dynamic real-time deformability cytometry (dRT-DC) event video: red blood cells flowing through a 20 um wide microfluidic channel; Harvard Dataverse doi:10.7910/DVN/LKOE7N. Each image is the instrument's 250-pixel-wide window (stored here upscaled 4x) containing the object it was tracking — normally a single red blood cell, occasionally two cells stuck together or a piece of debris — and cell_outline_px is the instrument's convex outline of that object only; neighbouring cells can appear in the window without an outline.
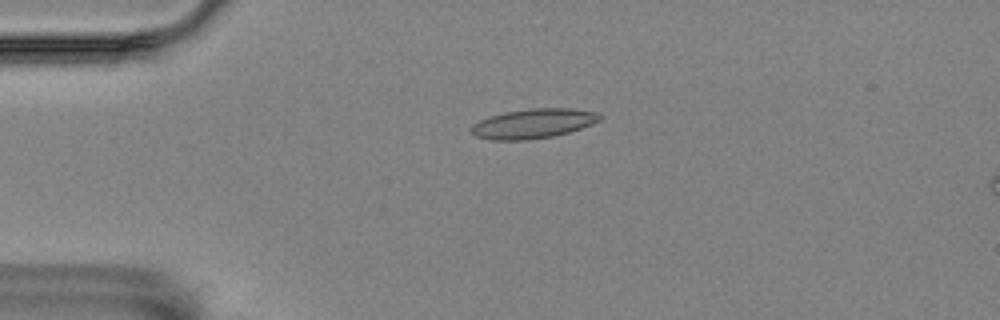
{"species": "Egyptian fruit bat (a non-hibernating species)", "species_latin": "Rousettus aegyptiacus", "temperature_condition": "room temperature", "stored_images_in_passage": 44, "camera_frame_rate_fps": 3000, "um_per_image_px": 0.085, "animal": {"sex": "female"}, "frame": {"image": 1, "passage_image": 1, "time_ms": 0.0, "image_size_px": [1000, 320], "cell_outline_px": [[604, 116], [600, 120], [592, 124], [568, 132], [552, 136], [528, 140], [492, 140], [476, 136], [472, 132], [472, 124], [488, 116], [504, 112], [532, 108], [572, 108], [600, 112]], "centroid_in_image_um": [45.36, 10.49], "position_along_channel_um": 39.6, "area_um2": 22.25}}
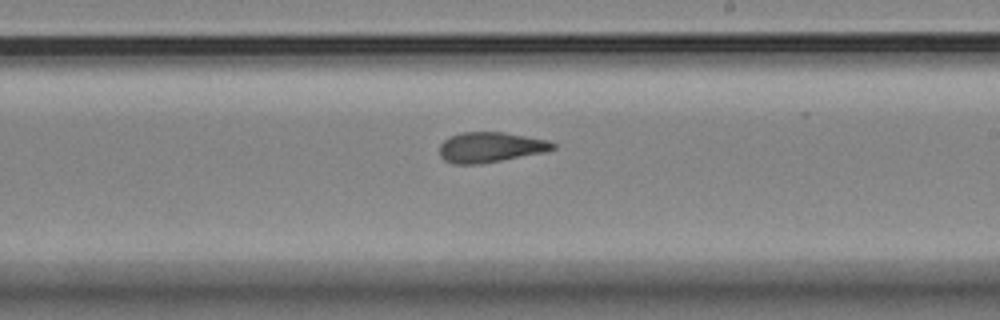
{"frame": {"image": 2, "passage_image": 21, "time_ms": 6.667, "image_size_px": [1000, 320], "cell_outline_px": [[556, 148], [544, 152], [480, 164], [452, 164], [444, 160], [440, 156], [440, 144], [444, 140], [460, 132], [504, 132], [548, 140], [556, 144]], "centroid_in_image_um": [41.67, 12.51], "position_along_channel_um": 247.3, "area_um2": 19.94}}
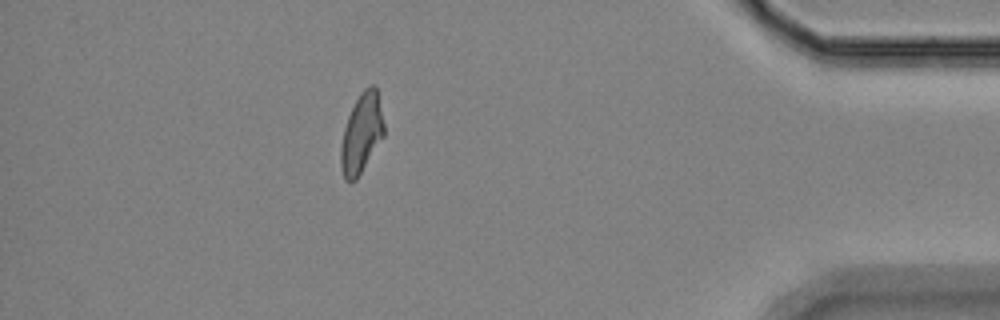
{"frame": {"image": 3, "passage_image": 38, "time_ms": 12.333, "image_size_px": [1000, 320], "cell_outline_px": [[384, 136], [356, 180], [344, 180], [340, 164], [340, 148], [344, 128], [348, 116], [360, 92], [368, 84], [376, 84], [384, 124]], "centroid_in_image_um": [30.73, 11.31], "position_along_channel_um": 404.5, "area_um2": 20.06}, "authors_computed_cell_mechanics": {"area_um2": 20.3456, "velocity_mm_per_s": 3.5283, "shape_relaxation_time_tau1_ms": 10.7608, "shape_relaxation_time_tau2_ms": 1.9133, "deformation_change_tau1": 0.2625, "deformation_change_tau2": 0.1006}}